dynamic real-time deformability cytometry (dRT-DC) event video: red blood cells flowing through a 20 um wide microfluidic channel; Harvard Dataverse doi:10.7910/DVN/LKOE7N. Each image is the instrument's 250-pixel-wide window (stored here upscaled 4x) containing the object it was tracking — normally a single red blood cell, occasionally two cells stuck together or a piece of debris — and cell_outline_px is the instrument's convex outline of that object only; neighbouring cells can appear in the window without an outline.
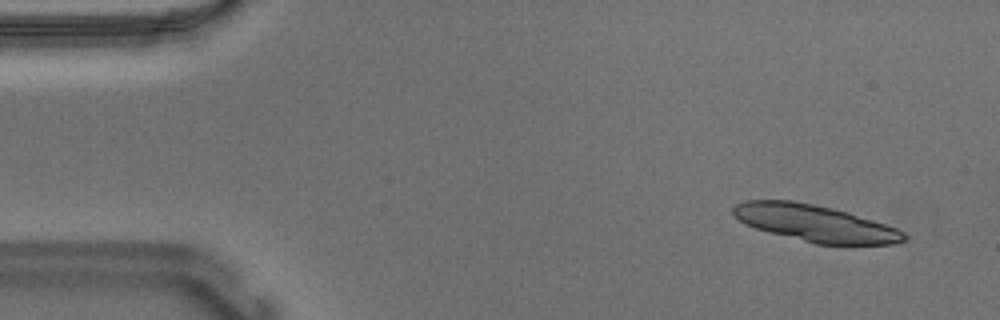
{"species": "Egyptian fruit bat (a non-hibernating species)", "species_latin": "Rousettus aegyptiacus", "temperature_condition": "warm", "stored_images_in_passage": 16, "camera_frame_rate_fps": 3000, "um_per_image_px": 0.085, "animal": {"sex": "male"}, "frame": {"image": 1, "passage_image": 4, "time_ms": 1.0, "image_size_px": [1000, 320], "cell_outline_px": [[908, 240], [892, 244], [844, 248], [816, 244], [768, 232], [744, 224], [732, 212], [732, 208], [736, 204], [744, 200], [792, 200], [832, 208], [848, 212], [896, 228], [904, 232], [908, 236]], "centroid_in_image_um": [69.36, 19.03], "position_along_channel_um": 15.6, "area_um2": 37.45}}